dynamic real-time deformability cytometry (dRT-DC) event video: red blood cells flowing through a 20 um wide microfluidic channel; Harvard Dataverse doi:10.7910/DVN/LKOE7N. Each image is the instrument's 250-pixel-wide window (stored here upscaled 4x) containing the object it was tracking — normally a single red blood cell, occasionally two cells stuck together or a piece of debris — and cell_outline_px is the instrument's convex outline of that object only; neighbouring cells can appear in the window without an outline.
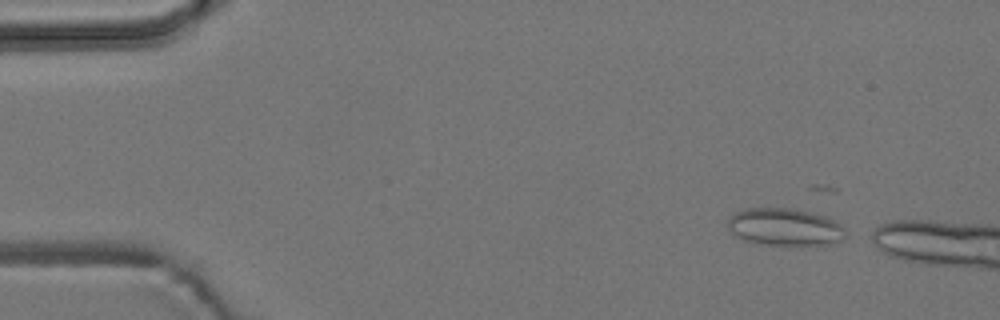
{"species": "common noctule bat (a hibernating species)", "species_latin": "Nyctalus noctula", "temperature_condition": "room temperature", "stored_images_in_passage": 2, "camera_frame_rate_fps": 3000, "um_per_image_px": 0.085, "animal": {"sex": "male", "body_mass_g": 19.2, "forearm_length_mm": 51.8}, "frame": {"image": 1, "passage_image": 1, "time_ms": 0.0, "image_size_px": [1000, 320], "cell_outline_px": [[848, 232], [840, 240], [828, 244], [768, 244], [744, 240], [736, 236], [728, 228], [728, 216], [736, 212], [748, 208], [792, 208], [824, 216], [832, 220], [844, 228]], "centroid_in_image_um": [66.67, 19.28], "position_along_channel_um": 18.3, "area_um2": 25.14}}